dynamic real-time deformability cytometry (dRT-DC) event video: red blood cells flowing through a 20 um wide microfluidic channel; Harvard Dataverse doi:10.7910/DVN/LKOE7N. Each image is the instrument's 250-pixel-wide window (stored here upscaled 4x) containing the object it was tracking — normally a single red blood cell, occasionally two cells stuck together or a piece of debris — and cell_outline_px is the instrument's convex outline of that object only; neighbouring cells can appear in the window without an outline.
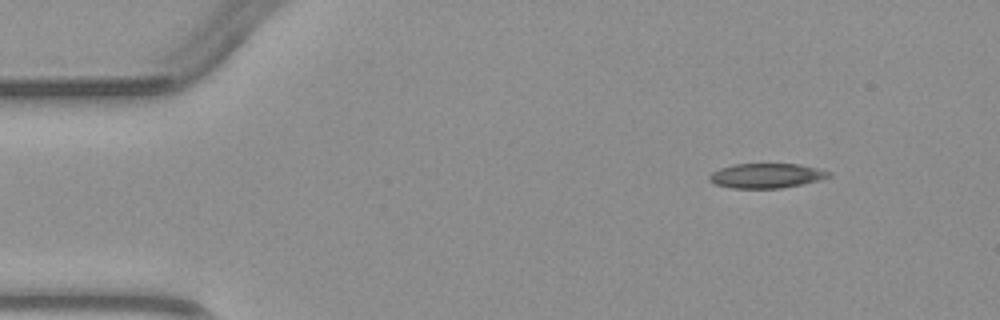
{"species": "common noctule bat (a hibernating species)", "species_latin": "Nyctalus noctula", "temperature_condition": "warm", "stored_images_in_passage": 3, "camera_frame_rate_fps": 3000, "um_per_image_px": 0.085, "animal": {"sex": "male", "body_mass_g": 23.1, "forearm_length_mm": 52.7}, "frame": {"image": 1, "passage_image": 1, "time_ms": 0.0, "image_size_px": [1000, 320], "cell_outline_px": [[832, 176], [820, 180], [780, 188], [732, 188], [716, 184], [708, 180], [708, 176], [712, 172], [720, 168], [732, 164], [800, 164], [832, 172]], "centroid_in_image_um": [65.14, 14.93], "position_along_channel_um": 19.9, "area_um2": 17.17}}
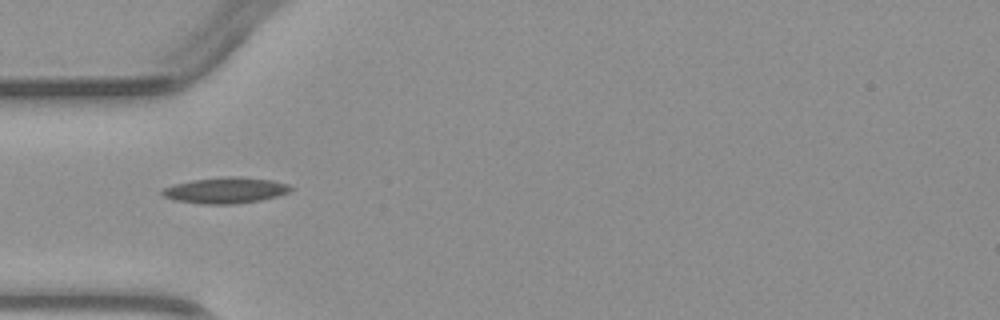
{"frame": {"image": 2, "passage_image": 3, "time_ms": 3.0, "image_size_px": [1000, 320], "cell_outline_px": [[292, 188], [288, 192], [280, 196], [260, 200], [236, 204], [200, 204], [172, 200], [164, 196], [160, 192], [164, 188], [176, 184], [192, 180], [228, 176], [236, 176], [272, 180], [288, 184]], "centroid_in_image_um": [19.17, 16.19], "position_along_channel_um": 65.8, "area_um2": 19.48}}